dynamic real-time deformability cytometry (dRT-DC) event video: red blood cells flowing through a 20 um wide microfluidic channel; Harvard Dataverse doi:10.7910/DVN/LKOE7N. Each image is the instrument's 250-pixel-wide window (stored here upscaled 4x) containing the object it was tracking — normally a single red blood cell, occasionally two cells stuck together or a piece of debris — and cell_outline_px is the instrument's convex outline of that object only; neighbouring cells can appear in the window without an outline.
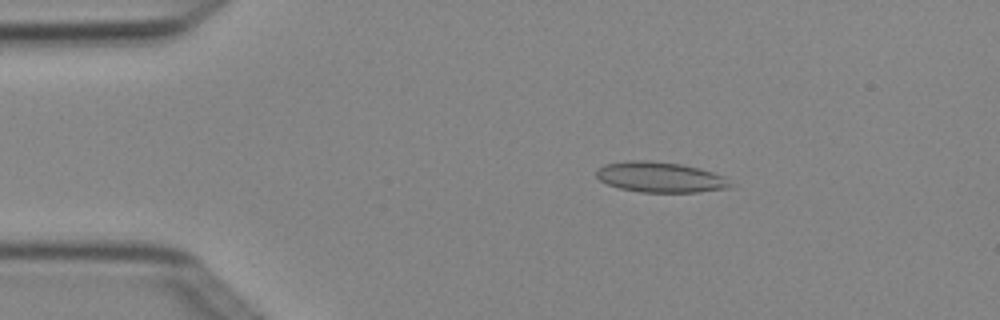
{"species": "Egyptian fruit bat (a non-hibernating species)", "species_latin": "Rousettus aegyptiacus", "temperature_condition": "cold", "stored_images_in_passage": 5, "camera_frame_rate_fps": 3000, "um_per_image_px": 0.085, "animal": {"sex": "female"}, "frame": {"image": 1, "passage_image": 3, "time_ms": 0.667, "image_size_px": [1000, 320], "cell_outline_px": [[732, 188], [700, 192], [640, 192], [620, 188], [608, 184], [600, 180], [596, 176], [596, 168], [604, 164], [628, 160], [652, 160], [684, 164], [700, 168], [724, 176], [732, 184]], "centroid_in_image_um": [56.13, 15.05], "position_along_channel_um": 28.9, "area_um2": 24.1}}
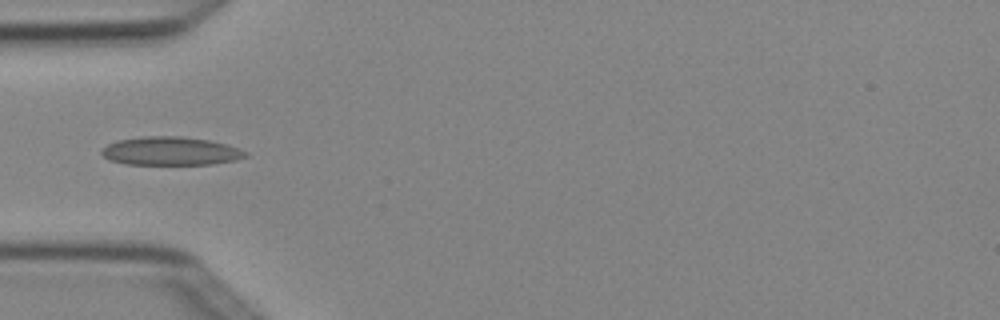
{"frame": {"image": 2, "passage_image": 4, "time_ms": 1.0, "image_size_px": [1000, 320], "cell_outline_px": [[248, 156], [236, 160], [212, 164], [124, 164], [108, 160], [100, 152], [100, 148], [116, 140], [144, 136], [180, 136], [208, 140], [224, 144], [248, 152]], "centroid_in_image_um": [14.44, 12.84], "position_along_channel_um": 70.6, "area_um2": 23.87}}
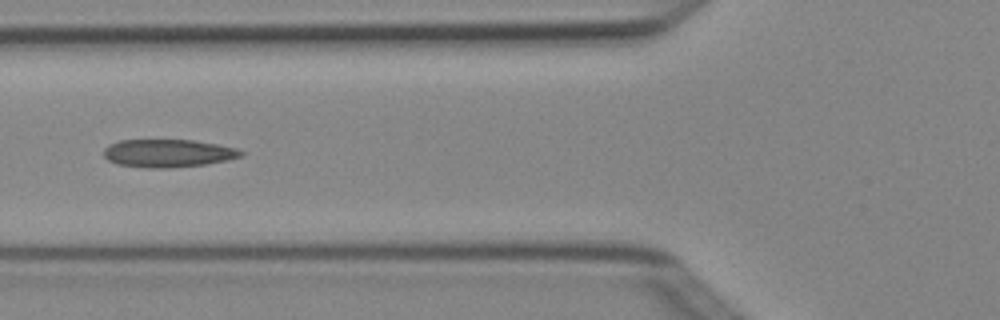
{"frame": {"image": 3, "passage_image": 5, "time_ms": 1.333, "image_size_px": [1000, 320], "cell_outline_px": [[244, 156], [228, 160], [204, 164], [168, 168], [148, 168], [116, 164], [108, 160], [104, 156], [104, 148], [108, 144], [120, 140], [192, 140], [216, 144], [236, 148], [244, 152]], "centroid_in_image_um": [14.27, 13.02], "position_along_channel_um": 111.5, "area_um2": 22.37}}